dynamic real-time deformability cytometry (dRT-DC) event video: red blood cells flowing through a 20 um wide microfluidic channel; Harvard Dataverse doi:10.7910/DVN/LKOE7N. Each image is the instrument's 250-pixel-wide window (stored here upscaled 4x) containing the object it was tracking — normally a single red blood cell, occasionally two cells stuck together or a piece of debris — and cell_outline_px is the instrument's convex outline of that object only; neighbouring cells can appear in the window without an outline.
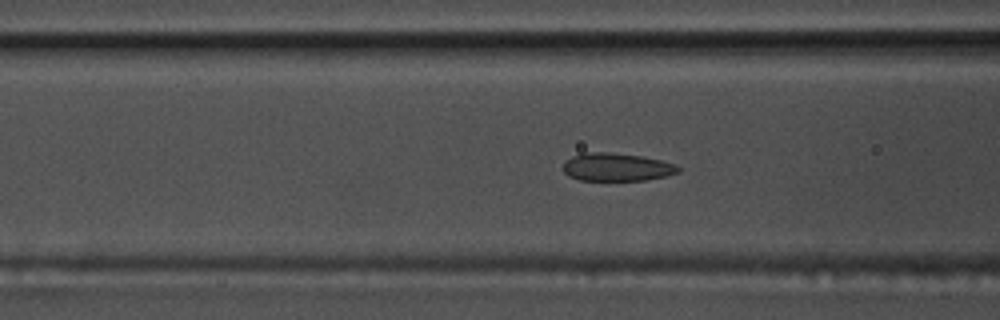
{"species": "common noctule bat (a hibernating species)", "species_latin": "Nyctalus noctula", "temperature_condition": "warm", "stored_images_in_passage": 40, "camera_frame_rate_fps": 3000, "um_per_image_px": 0.085, "animal": {"sex": "male", "body_mass_g": 17.5, "forearm_length_mm": 52.3}, "frame": {"image": 1, "passage_image": 6, "time_ms": 1.667, "image_size_px": [1000, 320], "cell_outline_px": [[680, 172], [664, 176], [644, 180], [580, 180], [568, 176], [564, 172], [564, 164], [572, 156], [584, 152], [608, 152], [640, 156], [660, 160], [676, 164], [680, 168]], "centroid_in_image_um": [52.42, 14.2], "position_along_channel_um": 114.2, "area_um2": 18.61}}
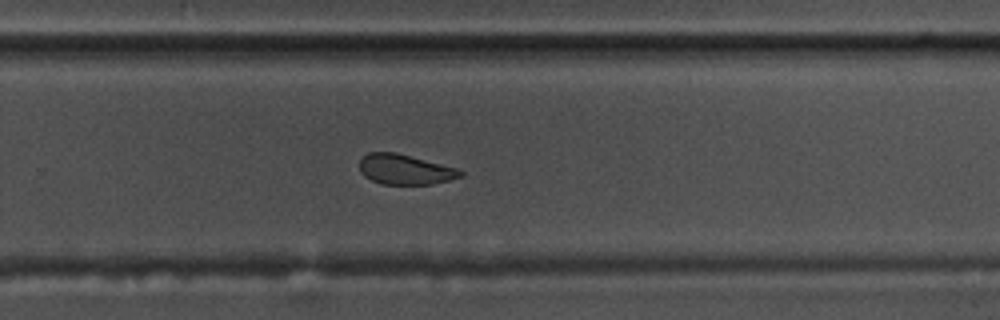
{"frame": {"image": 2, "passage_image": 21, "time_ms": 6.667, "image_size_px": [1000, 320], "cell_outline_px": [[464, 176], [432, 184], [380, 184], [364, 176], [360, 172], [360, 160], [368, 152], [396, 152], [460, 168], [464, 172]], "centroid_in_image_um": [34.46, 14.4], "position_along_channel_um": 295.3, "area_um2": 17.92}}
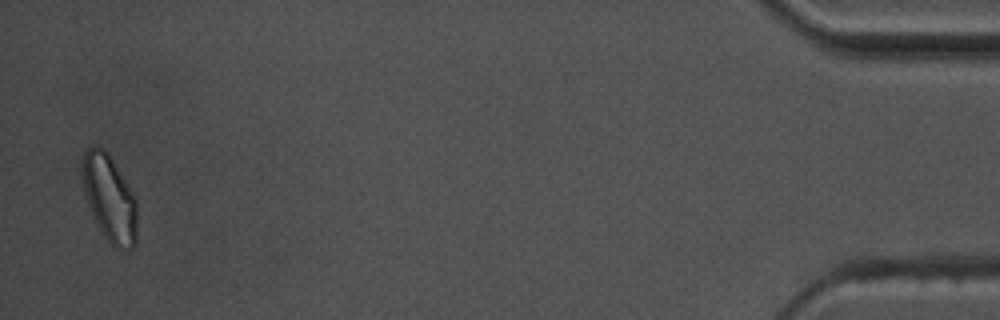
{"frame": {"image": 3, "passage_image": 39, "time_ms": 12.667, "image_size_px": [1000, 320], "cell_outline_px": [[136, 244], [132, 248], [116, 248], [104, 236], [92, 216], [84, 192], [84, 152], [92, 144], [100, 144], [108, 152], [136, 196]], "centroid_in_image_um": [9.33, 16.82], "position_along_channel_um": 425.9, "area_um2": 27.51}, "authors_computed_cell_mechanics": {"area_um2": 19.3052, "velocity_mm_per_s": 3.6321, "shape_relaxation_time_tau1_ms": 4.2398, "shape_relaxation_time_tau2_ms": 0.9721, "deformation_change_tau1": 0.1214, "deformation_change_tau2": 0.077}}